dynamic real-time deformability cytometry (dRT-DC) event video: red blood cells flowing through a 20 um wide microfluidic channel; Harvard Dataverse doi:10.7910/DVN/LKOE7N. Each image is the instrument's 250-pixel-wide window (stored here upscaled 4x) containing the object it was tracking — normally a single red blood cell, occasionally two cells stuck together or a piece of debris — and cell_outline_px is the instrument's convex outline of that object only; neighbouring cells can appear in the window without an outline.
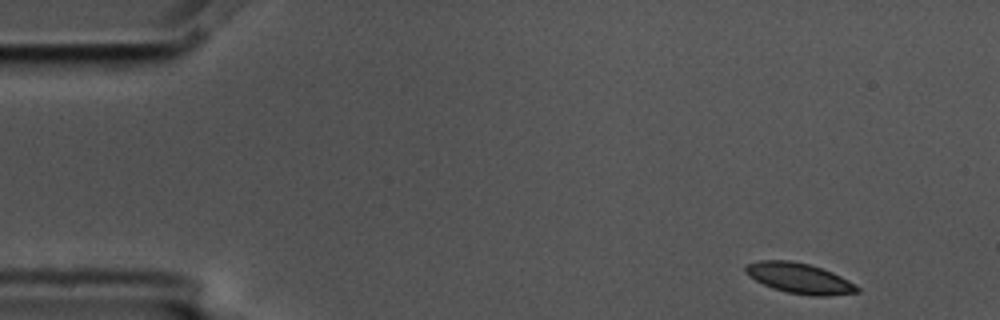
{"species": "common noctule bat (a hibernating species)", "species_latin": "Nyctalus noctula", "temperature_condition": "cold", "stored_images_in_passage": 4, "camera_frame_rate_fps": 3000, "um_per_image_px": 0.085, "animal": {"sex": "male", "body_mass_g": 17.5, "forearm_length_mm": 52.3}, "frame": {"image": 1, "passage_image": 1, "time_ms": 0.0, "image_size_px": [1000, 320], "cell_outline_px": [[860, 292], [828, 296], [812, 296], [788, 292], [772, 288], [748, 276], [744, 272], [744, 264], [760, 260], [788, 260], [808, 264], [832, 272], [856, 284], [860, 288]], "centroid_in_image_um": [67.93, 23.65], "position_along_channel_um": 17.1, "area_um2": 19.83}}
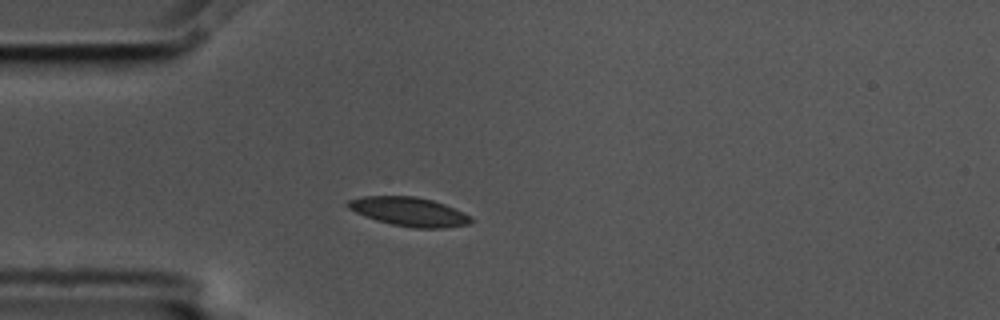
{"frame": {"image": 2, "passage_image": 3, "time_ms": 0.667, "image_size_px": [1000, 320], "cell_outline_px": [[476, 220], [472, 224], [444, 228], [412, 228], [392, 224], [376, 220], [364, 216], [348, 208], [344, 204], [348, 200], [364, 196], [416, 196], [432, 200], [444, 204], [472, 216]], "centroid_in_image_um": [34.81, 18.0], "position_along_channel_um": 50.2, "area_um2": 20.98}}